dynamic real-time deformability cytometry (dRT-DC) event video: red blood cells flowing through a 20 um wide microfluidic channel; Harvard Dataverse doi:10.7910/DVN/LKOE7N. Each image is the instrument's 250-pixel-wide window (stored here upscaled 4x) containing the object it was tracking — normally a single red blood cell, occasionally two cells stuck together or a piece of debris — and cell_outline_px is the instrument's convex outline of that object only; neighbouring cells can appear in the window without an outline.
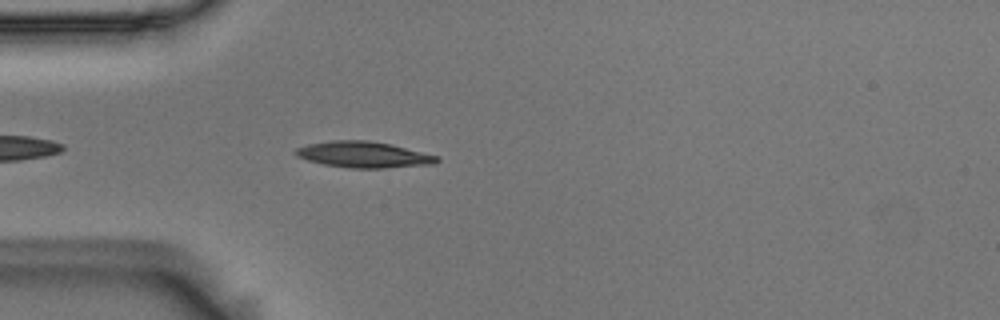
{"species": "Egyptian fruit bat (a non-hibernating species)", "species_latin": "Rousettus aegyptiacus", "temperature_condition": "room temperature", "stored_images_in_passage": 15, "camera_frame_rate_fps": 3000, "um_per_image_px": 0.085, "animal": {"sex": "male"}, "frame": {"image": 1, "passage_image": 5, "time_ms": 1.333, "image_size_px": [1000, 320], "cell_outline_px": [[440, 160], [432, 164], [384, 168], [352, 168], [324, 164], [308, 160], [296, 156], [292, 152], [296, 148], [308, 144], [332, 140], [368, 140], [392, 144], [440, 156]], "centroid_in_image_um": [30.91, 13.13], "position_along_channel_um": 54.1, "area_um2": 21.56}}
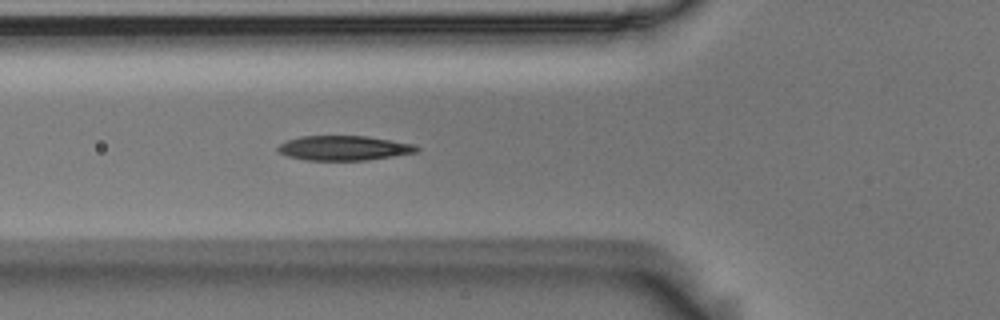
{"frame": {"image": 2, "passage_image": 9, "time_ms": 2.667, "image_size_px": [1000, 320], "cell_outline_px": [[420, 148], [416, 152], [368, 160], [304, 160], [288, 156], [280, 152], [276, 148], [280, 144], [288, 140], [300, 136], [364, 136], [392, 140], [416, 144]], "centroid_in_image_um": [29.24, 12.58], "position_along_channel_um": 96.6, "area_um2": 19.88}}